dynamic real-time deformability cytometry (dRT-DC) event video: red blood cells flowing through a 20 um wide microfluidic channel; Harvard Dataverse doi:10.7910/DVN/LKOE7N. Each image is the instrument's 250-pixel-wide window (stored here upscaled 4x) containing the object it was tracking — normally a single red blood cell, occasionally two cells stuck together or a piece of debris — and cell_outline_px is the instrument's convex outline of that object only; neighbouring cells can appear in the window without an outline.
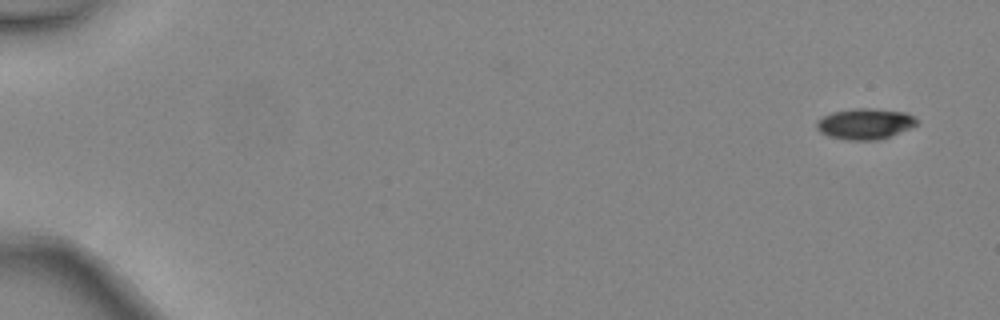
{"species": "common noctule bat (a hibernating species)", "species_latin": "Nyctalus noctula", "temperature_condition": "warm", "stored_images_in_passage": 7, "camera_frame_rate_fps": 3000, "um_per_image_px": 0.085, "animal": {"sex": "female", "body_mass_g": 24.6, "forearm_length_mm": 56.2}, "frame": {"image": 1, "passage_image": 1, "time_ms": 0.0, "image_size_px": [1000, 320], "cell_outline_px": [[916, 124], [908, 128], [880, 140], [848, 140], [828, 136], [820, 132], [816, 128], [816, 120], [832, 112], [856, 108], [872, 108], [904, 112], [916, 116]], "centroid_in_image_um": [73.49, 10.52], "position_along_channel_um": 11.5, "area_um2": 17.92}}
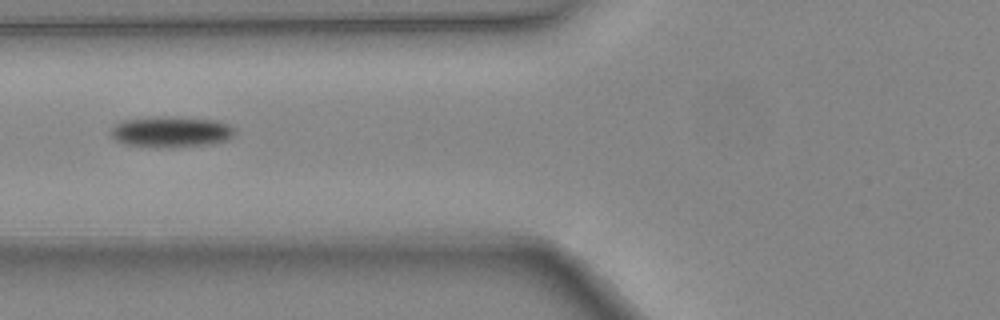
{"frame": {"image": 2, "passage_image": 6, "time_ms": 1.667, "image_size_px": [1000, 320], "cell_outline_px": [[236, 132], [228, 140], [212, 144], [168, 148], [156, 148], [124, 144], [116, 140], [112, 136], [112, 128], [116, 124], [124, 120], [156, 116], [164, 116], [220, 120], [236, 128]], "centroid_in_image_um": [14.59, 11.21], "position_along_channel_um": 111.2, "area_um2": 22.72}}
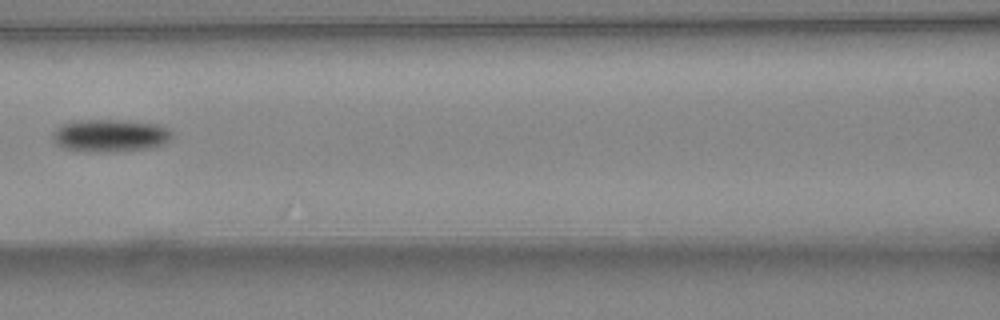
{"frame": {"image": 3, "passage_image": 7, "time_ms": 2.0, "image_size_px": [1000, 320], "cell_outline_px": [[172, 136], [164, 144], [152, 148], [116, 152], [88, 152], [64, 148], [56, 144], [52, 140], [52, 132], [56, 128], [72, 120], [128, 120], [160, 124], [168, 128], [172, 132]], "centroid_in_image_um": [9.37, 11.52], "position_along_channel_um": 157.2, "area_um2": 23.18}}